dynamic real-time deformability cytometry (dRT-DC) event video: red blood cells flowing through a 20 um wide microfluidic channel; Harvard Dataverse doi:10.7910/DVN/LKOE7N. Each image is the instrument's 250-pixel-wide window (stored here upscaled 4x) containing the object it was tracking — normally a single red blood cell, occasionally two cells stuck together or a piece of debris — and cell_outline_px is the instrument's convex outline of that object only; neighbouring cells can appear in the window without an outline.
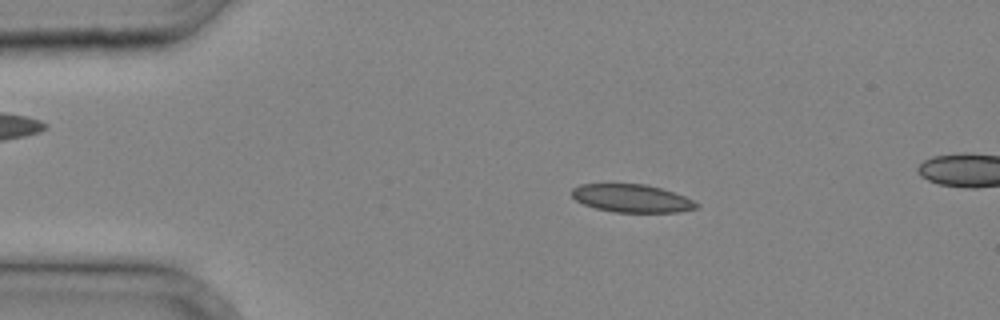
{"species": "common noctule bat (a hibernating species)", "species_latin": "Nyctalus noctula", "temperature_condition": "cold", "stored_images_in_passage": 36, "camera_frame_rate_fps": 3000, "um_per_image_px": 0.085, "animal": {"sex": "male", "body_mass_g": 20.4}, "frame": {"image": 1, "passage_image": 6, "time_ms": 1.667, "image_size_px": [1000, 320], "cell_outline_px": [[700, 204], [696, 208], [680, 212], [616, 212], [596, 208], [584, 204], [576, 200], [572, 196], [572, 188], [580, 184], [644, 184], [660, 188], [684, 196]], "centroid_in_image_um": [53.69, 16.86], "position_along_channel_um": 31.3, "area_um2": 20.11}}
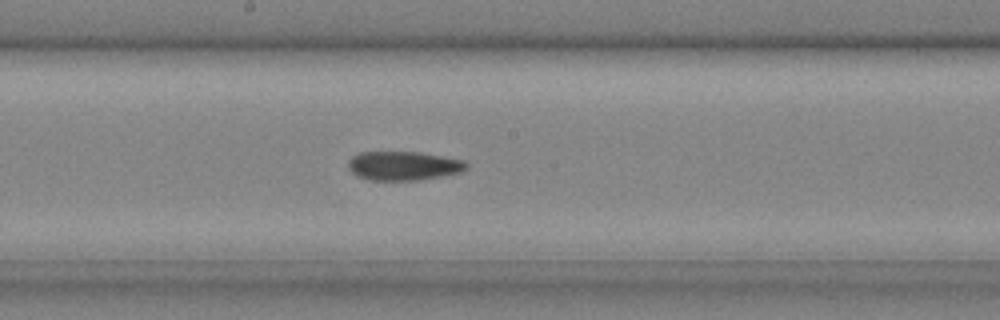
{"frame": {"image": 2, "passage_image": 19, "time_ms": 6.0, "image_size_px": [1000, 320], "cell_outline_px": [[468, 168], [460, 172], [420, 180], [372, 180], [356, 176], [348, 168], [348, 160], [352, 156], [360, 152], [420, 152], [444, 156], [464, 160], [468, 164]], "centroid_in_image_um": [34.29, 14.09], "position_along_channel_um": 213.9, "area_um2": 20.06}}
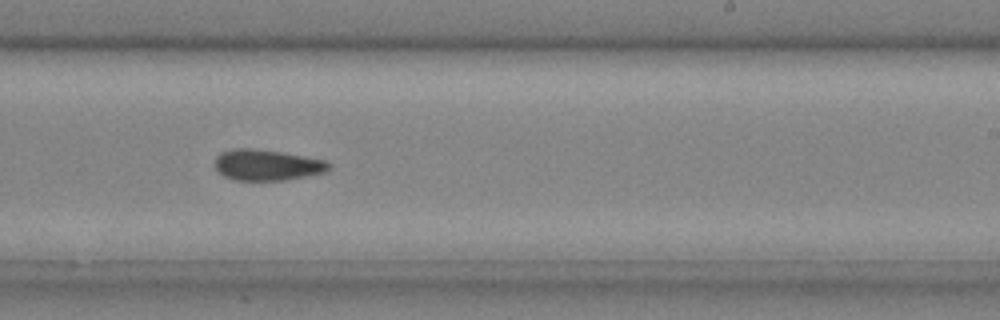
{"frame": {"image": 3, "passage_image": 22, "time_ms": 7.0, "image_size_px": [1000, 320], "cell_outline_px": [[332, 164], [324, 172], [284, 180], [236, 180], [224, 176], [216, 172], [212, 164], [216, 156], [220, 152], [232, 148], [252, 148], [284, 152], [328, 160]], "centroid_in_image_um": [22.63, 14.0], "position_along_channel_um": 266.4, "area_um2": 20.92}}